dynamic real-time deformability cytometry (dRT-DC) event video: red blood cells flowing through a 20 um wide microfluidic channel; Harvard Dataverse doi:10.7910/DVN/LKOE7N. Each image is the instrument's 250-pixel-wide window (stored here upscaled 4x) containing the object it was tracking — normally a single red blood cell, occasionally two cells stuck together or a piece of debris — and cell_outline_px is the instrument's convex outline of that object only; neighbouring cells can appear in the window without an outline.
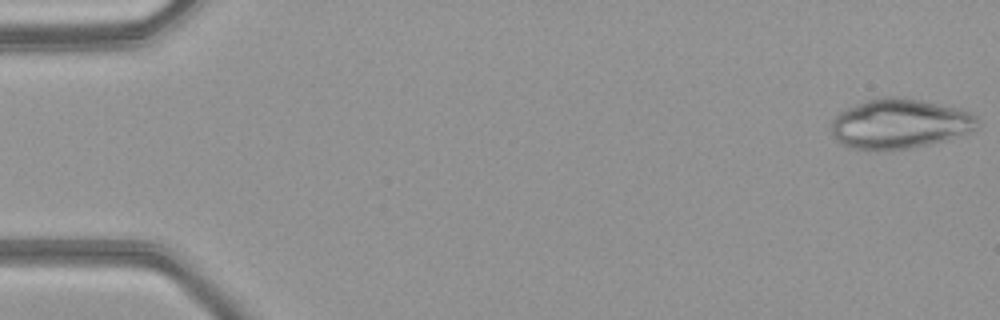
{"species": "common noctule bat (a hibernating species)", "species_latin": "Nyctalus noctula", "temperature_condition": "warm", "stored_images_in_passage": 16, "camera_frame_rate_fps": 3000, "um_per_image_px": 0.085, "animal": {"sex": "female", "body_mass_g": 21.9}, "frame": {"image": 1, "passage_image": 1, "time_ms": 0.0, "image_size_px": [1000, 320], "cell_outline_px": [[980, 120], [976, 128], [972, 132], [964, 136], [948, 140], [912, 148], [884, 152], [868, 152], [848, 148], [840, 144], [832, 136], [832, 116], [844, 108], [864, 100], [876, 96], [900, 96], [924, 100], [960, 108], [976, 116]], "centroid_in_image_um": [76.43, 10.54], "position_along_channel_um": 8.6, "area_um2": 44.33}}